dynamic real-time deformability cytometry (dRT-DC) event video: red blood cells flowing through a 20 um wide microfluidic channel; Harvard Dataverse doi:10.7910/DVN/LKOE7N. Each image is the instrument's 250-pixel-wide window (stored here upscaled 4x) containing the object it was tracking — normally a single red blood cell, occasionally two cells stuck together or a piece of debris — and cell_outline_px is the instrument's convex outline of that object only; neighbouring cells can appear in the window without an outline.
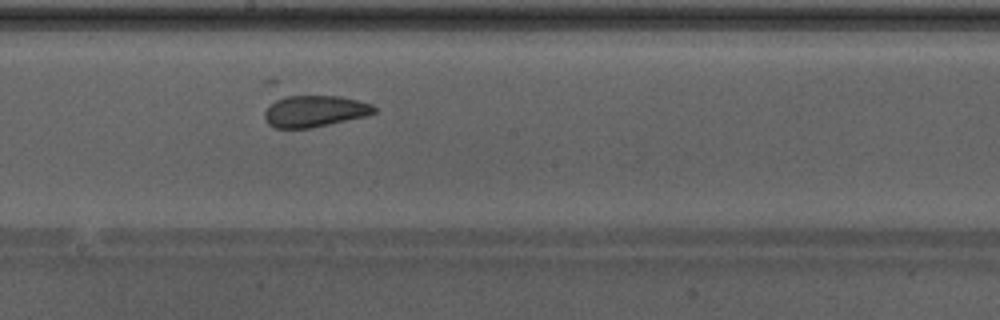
{"species": "Egyptian fruit bat (a non-hibernating species)", "species_latin": "Rousettus aegyptiacus", "temperature_condition": "warm", "stored_images_in_passage": 36, "camera_frame_rate_fps": 3000, "um_per_image_px": 0.085, "animal": {"sex": "male"}, "frame": {"image": 1, "passage_image": 16, "time_ms": 5.0, "image_size_px": [1000, 320], "cell_outline_px": [[376, 112], [368, 116], [312, 128], [276, 128], [268, 124], [264, 116], [264, 112], [268, 104], [284, 96], [340, 96], [372, 104], [376, 108]], "centroid_in_image_um": [26.74, 9.45], "position_along_channel_um": 221.5, "area_um2": 20.29}}
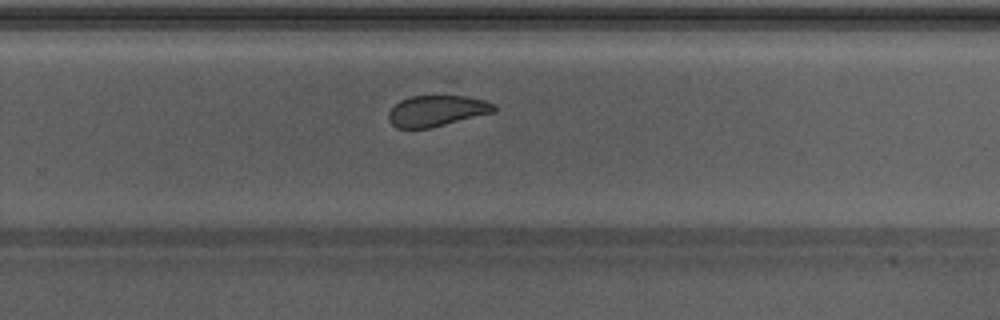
{"frame": {"image": 2, "passage_image": 21, "time_ms": 6.667, "image_size_px": [1000, 320], "cell_outline_px": [[496, 112], [428, 128], [396, 128], [388, 120], [388, 112], [400, 100], [448, 80], [456, 80], [496, 104]], "centroid_in_image_um": [37.38, 9.06], "position_along_channel_um": 292.4, "area_um2": 24.1}}